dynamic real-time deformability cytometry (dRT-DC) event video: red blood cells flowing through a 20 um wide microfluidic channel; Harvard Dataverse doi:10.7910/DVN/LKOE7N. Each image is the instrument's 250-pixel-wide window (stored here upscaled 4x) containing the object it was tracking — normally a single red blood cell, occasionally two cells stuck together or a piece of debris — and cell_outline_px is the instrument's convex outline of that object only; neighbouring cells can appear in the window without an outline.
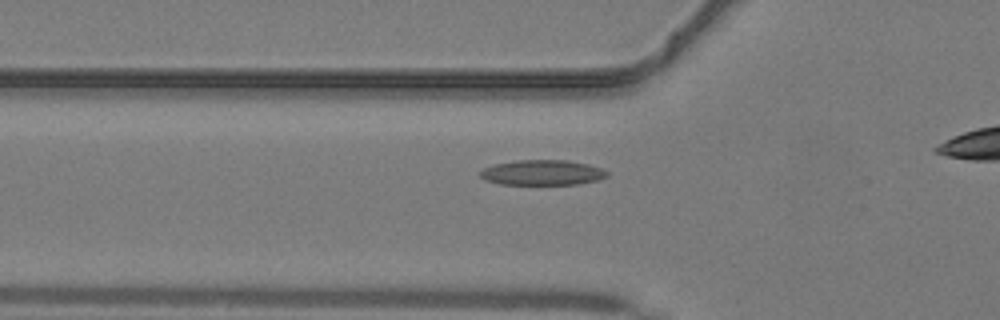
{"species": "common noctule bat (a hibernating species)", "species_latin": "Nyctalus noctula", "temperature_condition": "warm", "stored_images_in_passage": 28, "camera_frame_rate_fps": 3000, "um_per_image_px": 0.085, "animal": {"sex": "male", "body_mass_g": 19.2, "forearm_length_mm": 51.8}, "frame": {"image": 1, "passage_image": 7, "time_ms": 2.0, "image_size_px": [1000, 320], "cell_outline_px": [[608, 176], [596, 180], [576, 184], [500, 184], [484, 180], [480, 176], [480, 172], [484, 168], [496, 164], [516, 160], [568, 160], [588, 164], [600, 168], [608, 172]], "centroid_in_image_um": [46.08, 14.66], "position_along_channel_um": 79.7, "area_um2": 18.5}}
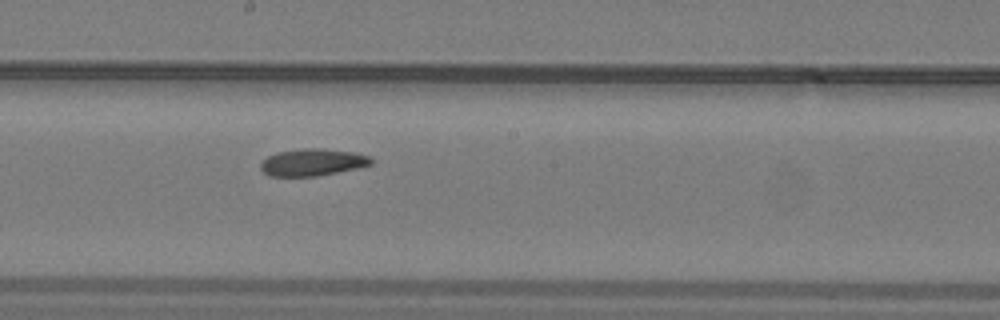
{"frame": {"image": 2, "passage_image": 16, "time_ms": 5.0, "image_size_px": [1000, 320], "cell_outline_px": [[372, 164], [356, 168], [316, 176], [268, 176], [260, 168], [260, 164], [268, 156], [276, 152], [304, 148], [324, 148], [352, 152], [368, 156], [372, 160]], "centroid_in_image_um": [26.53, 13.79], "position_along_channel_um": 221.7, "area_um2": 17.28}}
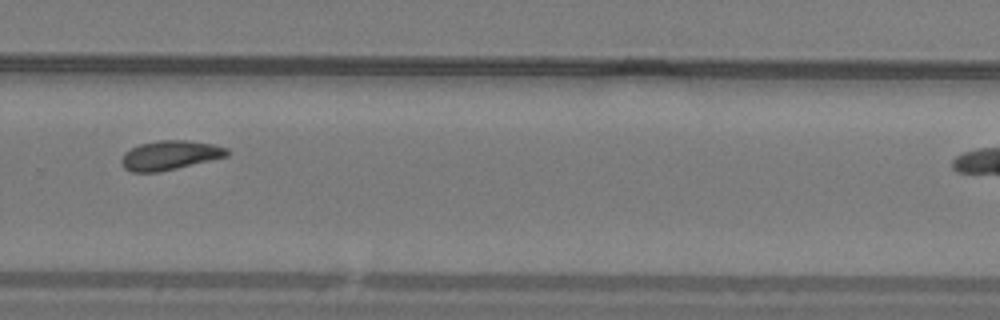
{"frame": {"image": 3, "passage_image": 22, "time_ms": 7.0, "image_size_px": [1000, 320], "cell_outline_px": [[228, 156], [160, 172], [132, 172], [124, 168], [120, 164], [120, 160], [124, 152], [140, 144], [160, 140], [188, 140], [212, 144], [228, 148]], "centroid_in_image_um": [14.42, 13.2], "position_along_channel_um": 315.4, "area_um2": 18.03}}